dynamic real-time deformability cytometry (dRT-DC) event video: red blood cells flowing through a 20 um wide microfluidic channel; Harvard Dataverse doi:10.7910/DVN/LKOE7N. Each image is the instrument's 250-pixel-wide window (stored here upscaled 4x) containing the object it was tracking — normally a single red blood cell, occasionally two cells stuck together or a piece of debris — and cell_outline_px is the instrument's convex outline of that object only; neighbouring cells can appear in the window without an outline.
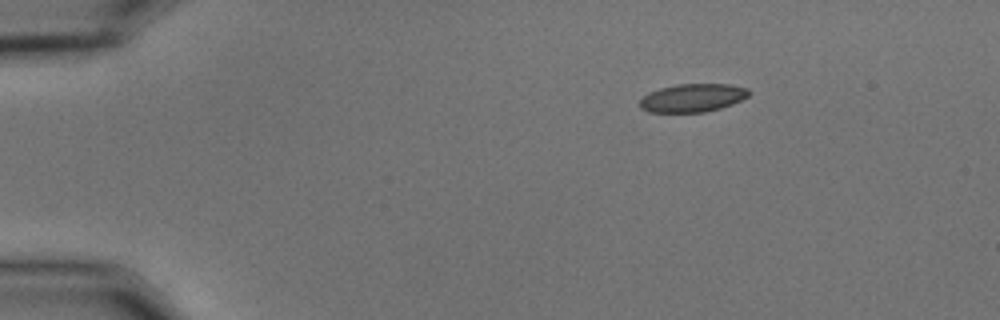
{"species": "common noctule bat (a hibernating species)", "species_latin": "Nyctalus noctula", "temperature_condition": "cold", "stored_images_in_passage": 47, "camera_frame_rate_fps": 3000, "um_per_image_px": 0.085, "animal": {"sex": "male", "body_mass_g": 15.6}, "frame": {"image": 1, "passage_image": 1, "time_ms": 0.0, "image_size_px": [1000, 320], "cell_outline_px": [[752, 92], [748, 96], [732, 104], [720, 108], [704, 112], [648, 112], [640, 108], [640, 100], [648, 92], [660, 88], [676, 84], [732, 84], [748, 88]], "centroid_in_image_um": [58.88, 8.31], "position_along_channel_um": 26.1, "area_um2": 18.03}}
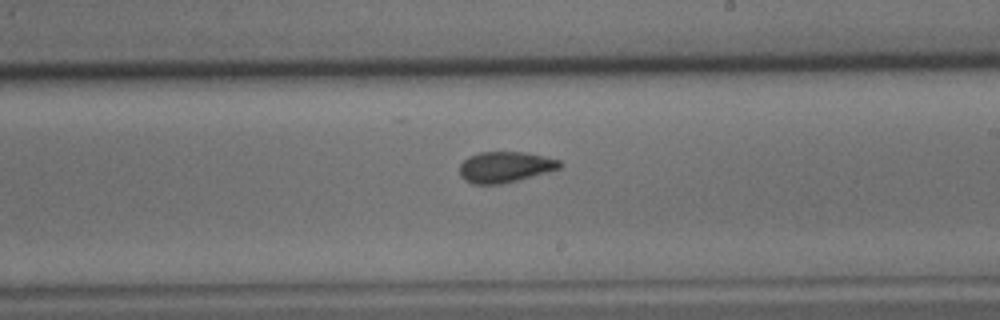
{"frame": {"image": 2, "passage_image": 25, "time_ms": 8.0, "image_size_px": [1000, 320], "cell_outline_px": [[564, 164], [560, 168], [504, 184], [472, 184], [464, 180], [460, 176], [460, 164], [468, 156], [480, 152], [524, 152], [544, 156], [560, 160]], "centroid_in_image_um": [42.92, 14.2], "position_along_channel_um": 246.1, "area_um2": 18.09}}
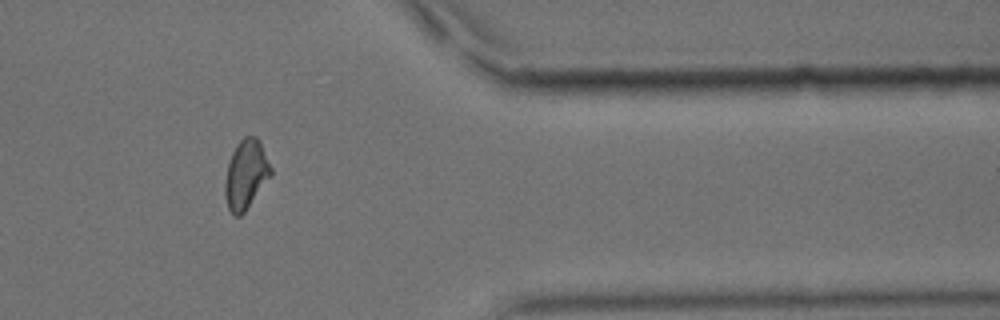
{"frame": {"image": 3, "passage_image": 38, "time_ms": 12.333, "image_size_px": [1000, 320], "cell_outline_px": [[272, 176], [244, 212], [240, 216], [232, 216], [228, 208], [224, 192], [224, 184], [228, 164], [232, 152], [236, 144], [244, 136], [256, 136], [272, 168]], "centroid_in_image_um": [20.9, 14.85], "position_along_channel_um": 390.5, "area_um2": 18.5}, "authors_computed_cell_mechanics": {"area_um2": 18.496, "velocity_mm_per_s": 3.6815, "shape_relaxation_time_tau1_ms": 8.6044, "shape_relaxation_time_tau2_ms": 2.3206, "deformation_change_tau1": 0.1399, "deformation_change_tau2": 0.0736}}